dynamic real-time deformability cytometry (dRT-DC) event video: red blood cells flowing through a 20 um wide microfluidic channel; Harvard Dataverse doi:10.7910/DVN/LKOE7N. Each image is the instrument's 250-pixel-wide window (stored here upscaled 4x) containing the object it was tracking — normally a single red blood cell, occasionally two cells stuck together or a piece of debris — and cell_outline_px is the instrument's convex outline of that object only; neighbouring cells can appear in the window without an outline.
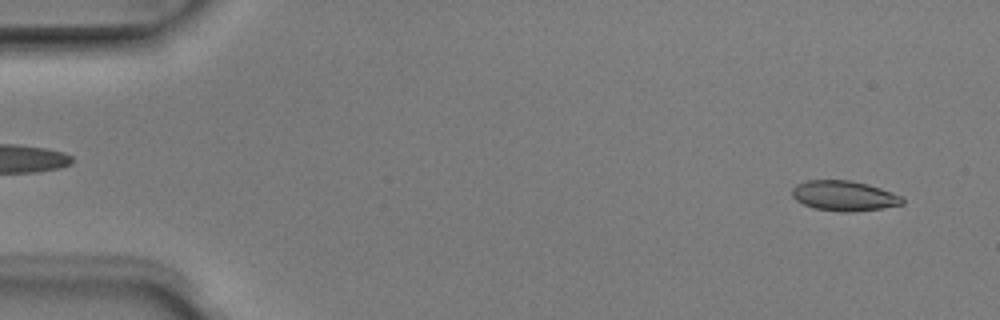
{"species": "Egyptian fruit bat (a non-hibernating species)", "species_latin": "Rousettus aegyptiacus", "temperature_condition": "room temperature", "stored_images_in_passage": 3, "camera_frame_rate_fps": 3000, "um_per_image_px": 0.085, "animal": {"sex": "male"}, "frame": {"image": 1, "passage_image": 1, "time_ms": 0.0, "image_size_px": [1000, 320], "cell_outline_px": [[904, 204], [880, 208], [852, 212], [840, 212], [812, 208], [796, 200], [792, 196], [792, 188], [796, 184], [808, 180], [852, 180], [868, 184], [904, 196]], "centroid_in_image_um": [71.75, 16.64], "position_along_channel_um": 13.2, "area_um2": 19.54}}
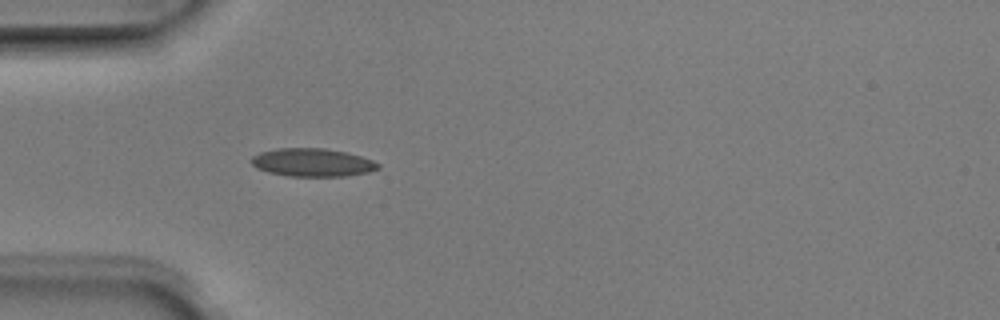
{"frame": {"image": 2, "passage_image": 3, "time_ms": 0.667, "image_size_px": [1000, 320], "cell_outline_px": [[380, 168], [368, 172], [348, 176], [288, 176], [268, 172], [256, 168], [248, 160], [252, 156], [260, 152], [276, 148], [324, 148], [348, 152], [372, 160], [380, 164]], "centroid_in_image_um": [26.53, 13.81], "position_along_channel_um": 58.5, "area_um2": 20.98}}